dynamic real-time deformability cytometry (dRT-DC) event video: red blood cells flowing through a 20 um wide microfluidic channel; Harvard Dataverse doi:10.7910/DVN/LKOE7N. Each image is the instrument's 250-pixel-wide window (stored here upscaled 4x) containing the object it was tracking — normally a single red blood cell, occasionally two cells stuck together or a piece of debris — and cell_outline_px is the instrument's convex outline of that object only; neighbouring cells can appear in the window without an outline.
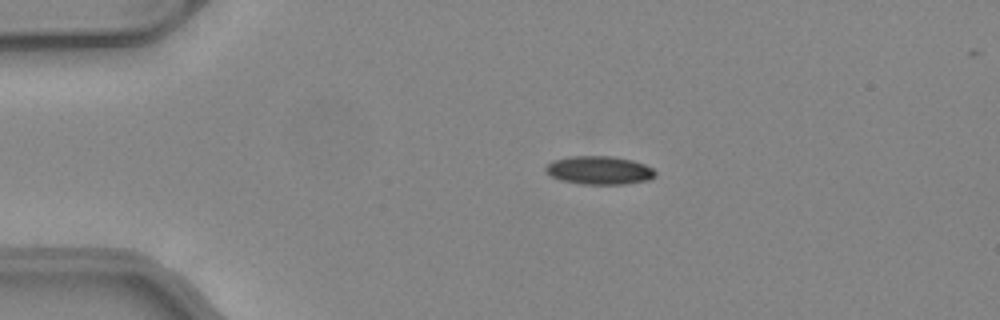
{"species": "common noctule bat (a hibernating species)", "species_latin": "Nyctalus noctula", "temperature_condition": "warm", "stored_images_in_passage": 40, "camera_frame_rate_fps": 3000, "um_per_image_px": 0.085, "animal": {"sex": "female", "body_mass_g": 24.6, "forearm_length_mm": 56.2}, "frame": {"image": 1, "passage_image": 1, "time_ms": 0.0, "image_size_px": [1000, 320], "cell_outline_px": [[656, 176], [648, 180], [624, 184], [580, 184], [560, 180], [552, 176], [544, 168], [552, 160], [568, 156], [612, 156], [632, 160], [644, 164], [652, 168], [656, 172]], "centroid_in_image_um": [50.94, 14.47], "position_along_channel_um": 34.1, "area_um2": 18.15}}
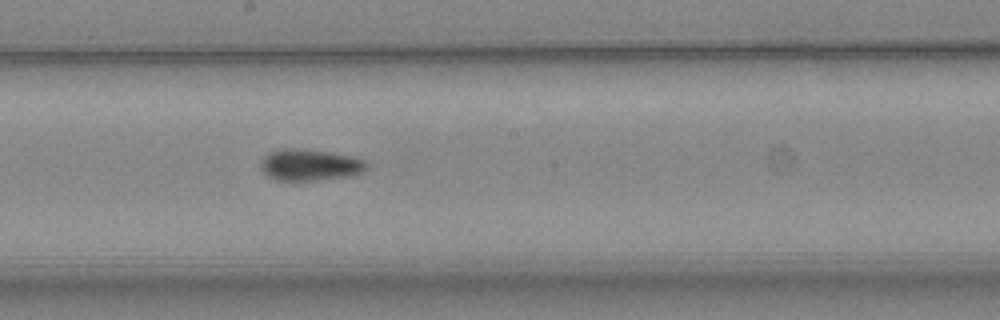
{"frame": {"image": 2, "passage_image": 18, "time_ms": 5.667, "image_size_px": [1000, 320], "cell_outline_px": [[368, 168], [364, 172], [352, 176], [320, 180], [276, 180], [268, 176], [260, 168], [260, 164], [264, 156], [272, 152], [284, 148], [292, 148], [328, 152], [352, 156], [364, 160], [368, 164]], "centroid_in_image_um": [26.38, 14.03], "position_along_channel_um": 221.8, "area_um2": 19.42}}
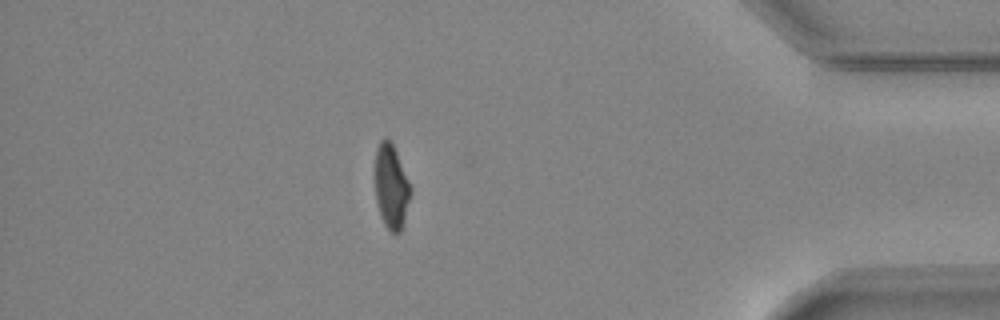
{"frame": {"image": 3, "passage_image": 34, "time_ms": 11.0, "image_size_px": [1000, 320], "cell_outline_px": [[412, 192], [400, 232], [392, 232], [384, 224], [380, 216], [376, 200], [376, 148], [380, 140], [384, 136], [392, 144], [396, 152], [412, 188]], "centroid_in_image_um": [33.26, 15.86], "position_along_channel_um": 401.9, "area_um2": 17.17}, "authors_computed_cell_mechanics": {"area_um2": 18.7561, "velocity_mm_per_s": 4.1425, "shape_relaxation_time_tau1_ms": 9.8791, "shape_relaxation_time_tau2_ms": 2.783, "deformation_change_tau1": 0.2313, "deformation_change_tau2": 0.0703}}